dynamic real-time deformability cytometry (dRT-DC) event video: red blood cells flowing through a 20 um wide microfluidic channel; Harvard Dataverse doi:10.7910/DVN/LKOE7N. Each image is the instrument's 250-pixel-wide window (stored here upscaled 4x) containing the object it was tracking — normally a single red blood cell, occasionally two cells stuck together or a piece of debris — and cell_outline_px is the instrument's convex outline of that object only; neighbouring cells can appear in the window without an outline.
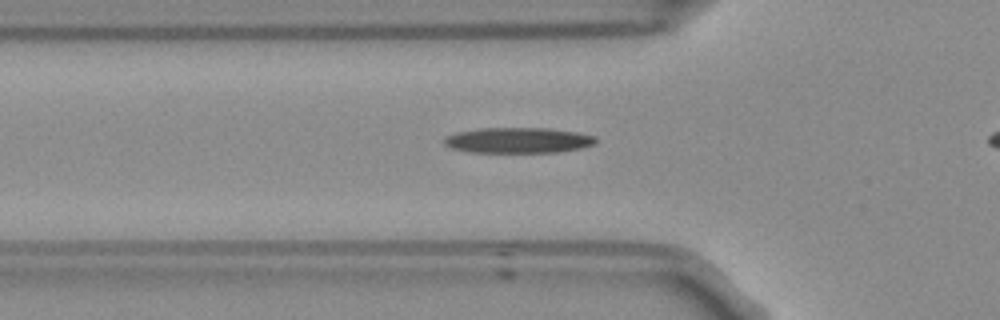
{"species": "Egyptian fruit bat (a non-hibernating species)", "species_latin": "Rousettus aegyptiacus", "temperature_condition": "room temperature", "stored_images_in_passage": 37, "camera_frame_rate_fps": 3000, "um_per_image_px": 0.085, "frame": {"image": 1, "passage_image": 11, "time_ms": 3.333, "image_size_px": [1000, 320], "cell_outline_px": [[596, 140], [592, 144], [580, 148], [556, 152], [472, 152], [452, 148], [444, 144], [444, 140], [448, 136], [456, 132], [480, 128], [548, 128], [576, 132], [596, 136]], "centroid_in_image_um": [44.03, 11.92], "position_along_channel_um": 81.8, "area_um2": 22.31}}
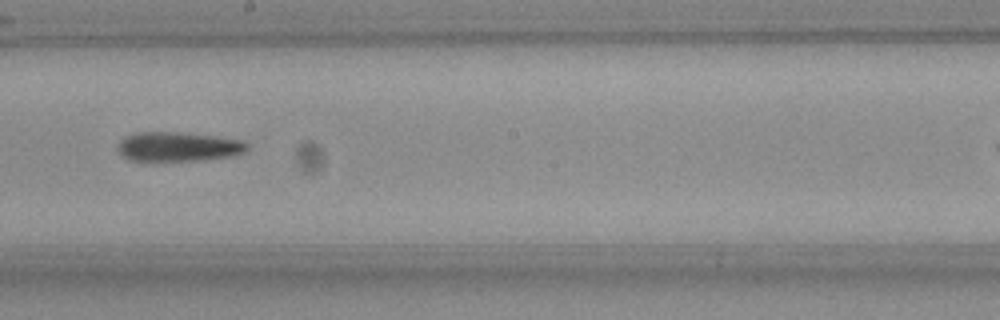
{"frame": {"image": 2, "passage_image": 23, "time_ms": 7.333, "image_size_px": [1000, 320], "cell_outline_px": [[248, 148], [244, 152], [228, 156], [196, 160], [132, 160], [124, 156], [116, 148], [120, 140], [124, 136], [136, 132], [176, 132], [212, 136], [240, 140], [248, 144]], "centroid_in_image_um": [15.09, 12.45], "position_along_channel_um": 233.1, "area_um2": 21.68}}
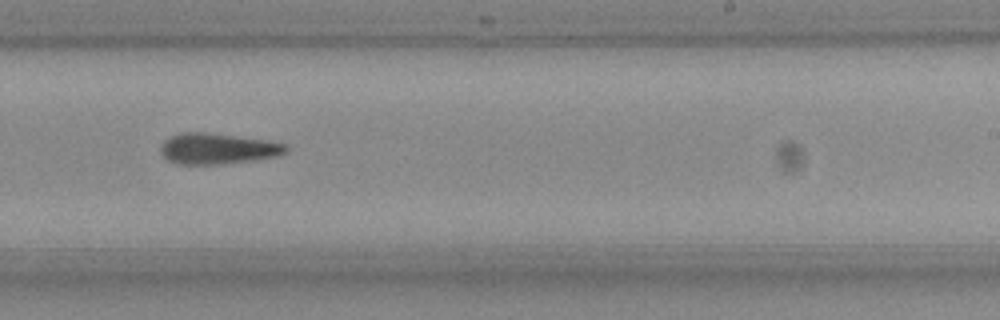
{"frame": {"image": 3, "passage_image": 26, "time_ms": 8.333, "image_size_px": [1000, 320], "cell_outline_px": [[288, 152], [276, 156], [252, 160], [216, 164], [176, 164], [168, 160], [160, 152], [160, 144], [164, 140], [180, 132], [204, 132], [268, 140], [284, 144], [288, 148]], "centroid_in_image_um": [18.46, 12.63], "position_along_channel_um": 270.5, "area_um2": 22.43}}